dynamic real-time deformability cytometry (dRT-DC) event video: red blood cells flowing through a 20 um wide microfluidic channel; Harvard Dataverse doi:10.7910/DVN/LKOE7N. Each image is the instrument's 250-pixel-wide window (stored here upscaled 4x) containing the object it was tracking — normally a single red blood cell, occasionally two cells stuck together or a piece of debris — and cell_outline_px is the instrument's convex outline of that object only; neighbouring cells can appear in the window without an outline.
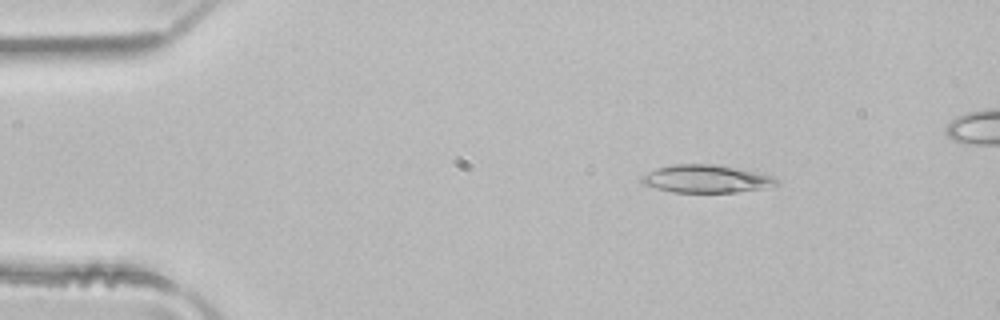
{"species": "common noctule bat (a hibernating species)", "species_latin": "Nyctalus noctula", "temperature_condition": "room temperature", "stored_images_in_passage": 4, "camera_frame_rate_fps": 3000, "um_per_image_px": 0.085, "animal": {"sex": "male", "body_mass_g": 21.5, "forearm_length_mm": 52.0}, "frame": {"image": 1, "passage_image": 2, "time_ms": 0.333, "image_size_px": [1000, 320], "cell_outline_px": [[780, 184], [760, 188], [736, 192], [672, 192], [656, 188], [644, 184], [640, 180], [648, 172], [656, 168], [672, 164], [716, 164], [736, 168], [772, 176], [780, 180]], "centroid_in_image_um": [60.02, 15.19], "position_along_channel_um": 25.0, "area_um2": 21.62}}